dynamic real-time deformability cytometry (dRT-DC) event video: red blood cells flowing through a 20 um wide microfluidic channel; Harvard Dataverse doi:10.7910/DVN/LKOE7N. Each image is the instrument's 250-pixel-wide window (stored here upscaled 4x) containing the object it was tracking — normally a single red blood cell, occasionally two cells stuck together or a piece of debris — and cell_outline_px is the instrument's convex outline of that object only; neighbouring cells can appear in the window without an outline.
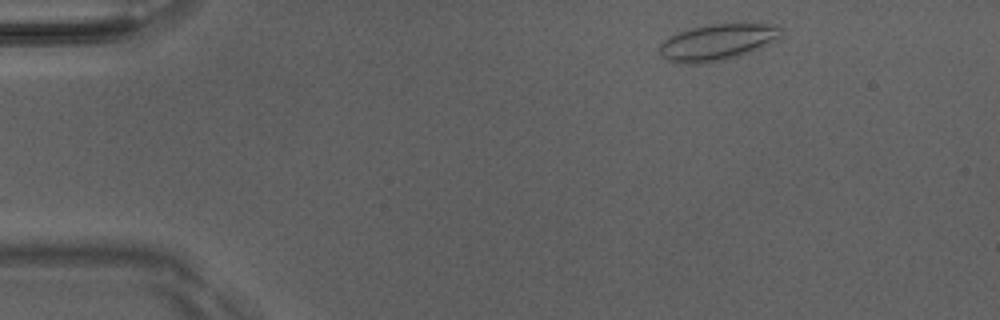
{"species": "Egyptian fruit bat (a non-hibernating species)", "species_latin": "Rousettus aegyptiacus", "temperature_condition": "room temperature", "stored_images_in_passage": 45, "camera_frame_rate_fps": 3000, "um_per_image_px": 0.085, "animal": {"sex": "male"}, "frame": {"image": 1, "passage_image": 2, "time_ms": 0.333, "image_size_px": [1000, 320], "cell_outline_px": [[780, 28], [776, 36], [764, 44], [740, 56], [720, 60], [692, 64], [688, 64], [668, 60], [660, 56], [660, 44], [668, 36], [676, 32], [708, 24], [776, 24]], "centroid_in_image_um": [60.84, 3.58], "position_along_channel_um": 24.2, "area_um2": 24.85}}
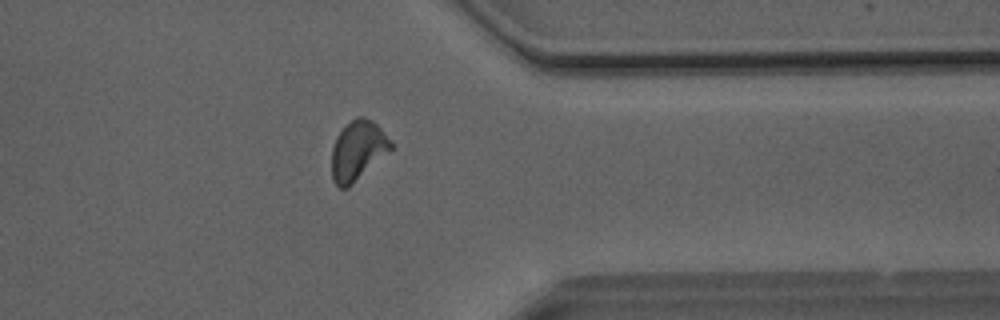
{"frame": {"image": 2, "passage_image": 35, "time_ms": 11.333, "image_size_px": [1000, 320], "cell_outline_px": [[392, 148], [348, 188], [340, 188], [332, 180], [332, 148], [336, 136], [356, 116], [364, 116], [372, 120], [380, 128], [392, 144]], "centroid_in_image_um": [30.38, 12.8], "position_along_channel_um": 381.0, "area_um2": 20.11}}
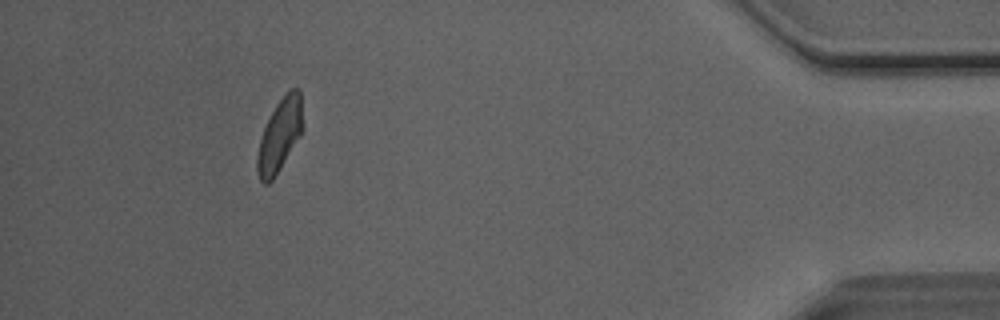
{"frame": {"image": 3, "passage_image": 41, "time_ms": 13.333, "image_size_px": [1000, 320], "cell_outline_px": [[304, 128], [300, 136], [280, 168], [272, 180], [268, 184], [264, 184], [260, 180], [256, 168], [256, 156], [260, 140], [264, 128], [276, 104], [292, 88], [300, 88]], "centroid_in_image_um": [23.79, 11.5], "position_along_channel_um": 411.4, "area_um2": 19.19}, "authors_computed_cell_mechanics": {"area_um2": 20.23, "velocity_mm_per_s": 4.0641, "shape_relaxation_time_tau1_ms": 5.3446, "shape_relaxation_time_tau2_ms": 2.0451, "deformation_change_tau1": 0.1354, "deformation_change_tau2": 0.045}}